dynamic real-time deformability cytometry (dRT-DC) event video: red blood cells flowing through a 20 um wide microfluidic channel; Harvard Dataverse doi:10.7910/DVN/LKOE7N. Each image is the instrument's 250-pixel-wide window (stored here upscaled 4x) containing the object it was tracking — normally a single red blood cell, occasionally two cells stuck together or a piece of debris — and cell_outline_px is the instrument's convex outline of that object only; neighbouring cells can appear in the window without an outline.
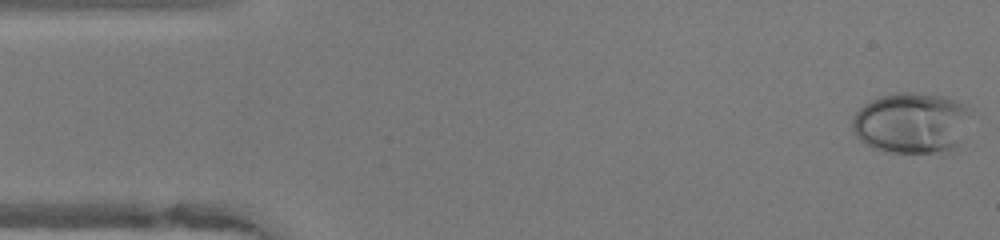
{"species": "human", "species_latin": "Homo sapiens", "temperature_condition": "warm", "stored_images_in_passage": 48, "camera_frame_rate_fps": 3000, "um_per_image_px": 0.085, "donor": {"sex": "female"}, "frame": {"image": 1, "passage_image": 1, "time_ms": 0.0, "image_size_px": [1000, 240], "cell_outline_px": [[972, 112], [956, 152], [884, 152], [872, 148], [860, 140], [856, 136], [852, 128], [852, 120], [856, 112], [864, 104], [880, 96], [900, 92], [912, 92], [944, 96], [968, 104], [972, 108]], "centroid_in_image_um": [77.53, 10.45], "position_along_channel_um": 7.5, "area_um2": 42.77}}
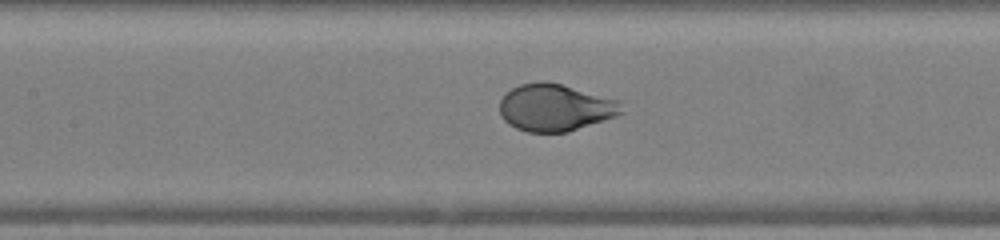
{"frame": {"image": 2, "passage_image": 21, "time_ms": 6.667, "image_size_px": [1000, 240], "cell_outline_px": [[624, 112], [616, 116], [568, 132], [528, 132], [516, 128], [508, 124], [500, 116], [500, 100], [512, 88], [520, 84], [540, 80], [544, 80], [560, 84], [620, 100]], "centroid_in_image_um": [47.19, 9.14], "position_along_channel_um": 160.2, "area_um2": 33.52}}
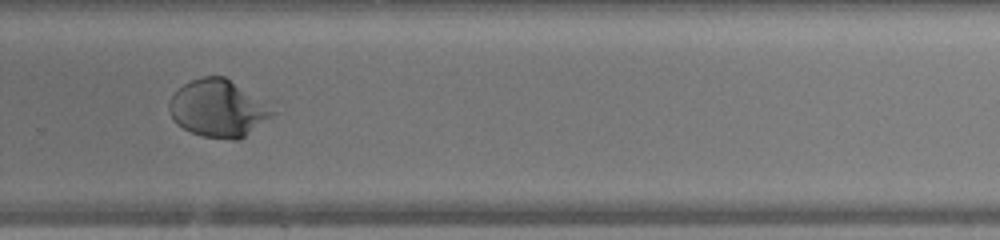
{"frame": {"image": 3, "passage_image": 32, "time_ms": 10.333, "image_size_px": [1000, 240], "cell_outline_px": [[280, 112], [240, 140], [232, 140], [204, 136], [192, 132], [176, 124], [168, 108], [168, 104], [172, 96], [184, 84], [200, 76], [224, 76]], "centroid_in_image_um": [18.58, 9.23], "position_along_channel_um": 311.2, "area_um2": 34.39}, "authors_computed_cell_mechanics": {"area_um2": 35.4025, "velocity_mm_per_s": 4.1385, "shape_relaxation_time_tau1_ms": 3.6591, "shape_relaxation_time_tau2_ms": null, "deformation_change_tau1": 0.2213, "deformation_change_tau2": null}}